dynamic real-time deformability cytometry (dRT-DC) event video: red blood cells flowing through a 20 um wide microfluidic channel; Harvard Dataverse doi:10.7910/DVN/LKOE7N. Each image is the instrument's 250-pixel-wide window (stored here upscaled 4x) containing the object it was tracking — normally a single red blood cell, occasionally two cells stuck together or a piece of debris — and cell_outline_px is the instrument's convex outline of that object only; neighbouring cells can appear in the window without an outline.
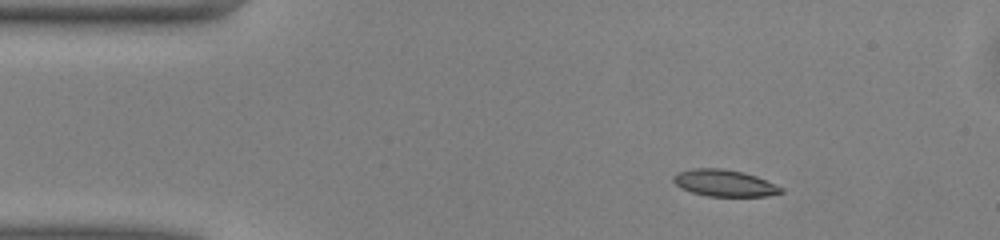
{"species": "common noctule bat (a hibernating species)", "species_latin": "Nyctalus noctula", "temperature_condition": "warm", "stored_images_in_passage": 44, "camera_frame_rate_fps": 3000, "um_per_image_px": 0.085, "animal": {"sex": "male", "body_mass_g": 13.0, "forearm_length_mm": 53.1}, "frame": {"image": 1, "passage_image": 1, "time_ms": 0.0, "image_size_px": [1000, 240], "cell_outline_px": [[784, 192], [768, 196], [708, 196], [692, 192], [680, 188], [672, 180], [672, 176], [680, 172], [692, 168], [720, 168], [744, 172], [756, 176], [784, 188]], "centroid_in_image_um": [61.58, 15.56], "position_along_channel_um": 23.4, "area_um2": 16.76}}
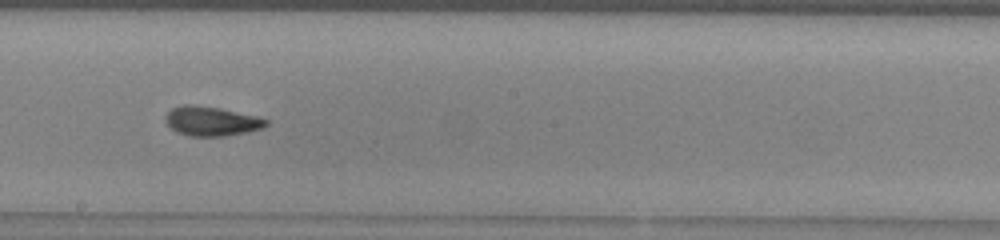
{"frame": {"image": 2, "passage_image": 21, "time_ms": 6.667, "image_size_px": [1000, 240], "cell_outline_px": [[268, 124], [264, 128], [248, 132], [224, 136], [188, 136], [176, 132], [164, 120], [164, 116], [172, 108], [184, 104], [192, 104], [220, 108], [256, 116], [268, 120]], "centroid_in_image_um": [17.96, 10.3], "position_along_channel_um": 230.2, "area_um2": 17.34}}
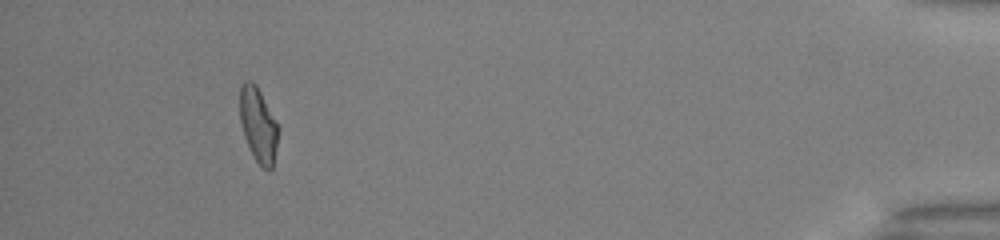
{"frame": {"image": 3, "passage_image": 40, "time_ms": 13.0, "image_size_px": [1000, 240], "cell_outline_px": [[280, 128], [272, 168], [268, 172], [256, 160], [244, 136], [240, 120], [240, 84], [244, 80], [252, 80], [256, 84], [276, 120]], "centroid_in_image_um": [21.96, 10.57], "position_along_channel_um": 413.2, "area_um2": 16.7}, "authors_computed_cell_mechanics": {"area_um2": 16.9932, "velocity_mm_per_s": 4.0643, "shape_relaxation_time_tau1_ms": 4.9268, "shape_relaxation_time_tau2_ms": 2.0881, "deformation_change_tau1": 0.1678, "deformation_change_tau2": 0.0779}}